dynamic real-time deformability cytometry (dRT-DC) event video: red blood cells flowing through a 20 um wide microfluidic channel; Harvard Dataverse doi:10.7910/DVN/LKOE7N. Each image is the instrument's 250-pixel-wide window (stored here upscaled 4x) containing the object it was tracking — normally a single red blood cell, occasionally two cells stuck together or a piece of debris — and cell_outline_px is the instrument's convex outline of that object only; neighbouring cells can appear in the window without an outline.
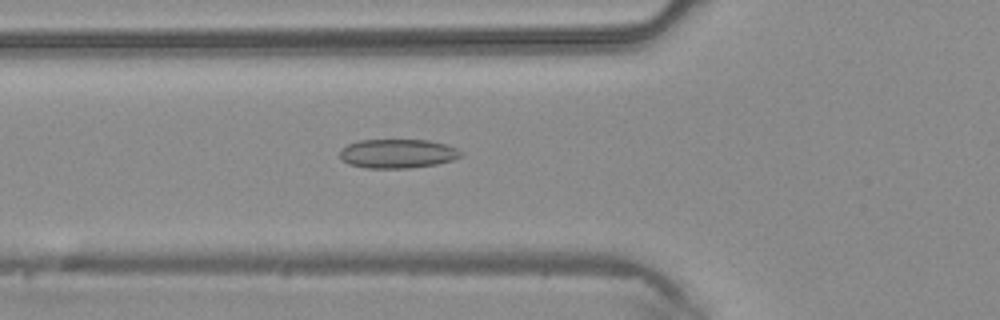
{"species": "common noctule bat (a hibernating species)", "species_latin": "Nyctalus noctula", "temperature_condition": "warm", "stored_images_in_passage": 44, "camera_frame_rate_fps": 3000, "um_per_image_px": 0.085, "animal": {"sex": "male", "body_mass_g": 20.4}, "frame": {"image": 1, "passage_image": 16, "time_ms": 5.0, "image_size_px": [1000, 320], "cell_outline_px": [[464, 156], [452, 160], [436, 164], [408, 168], [364, 168], [348, 164], [340, 160], [340, 152], [348, 144], [360, 140], [428, 140], [444, 144], [456, 148]], "centroid_in_image_um": [33.77, 13.06], "position_along_channel_um": 92.0, "area_um2": 20.46}}
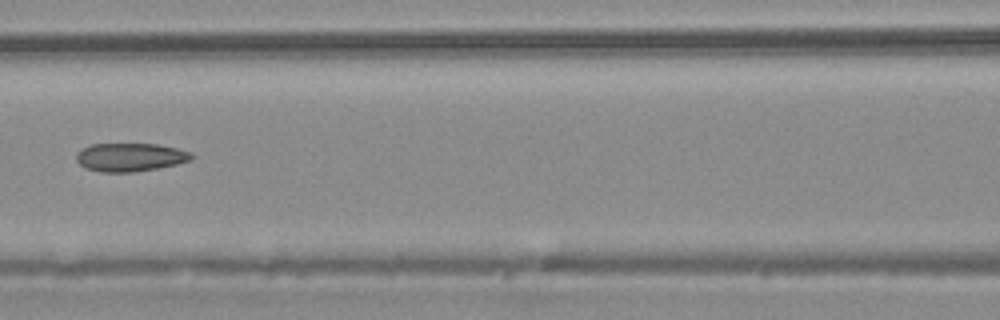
{"frame": {"image": 2, "passage_image": 20, "time_ms": 6.333, "image_size_px": [1000, 320], "cell_outline_px": [[196, 156], [192, 160], [176, 164], [156, 168], [132, 172], [100, 172], [88, 168], [80, 164], [76, 160], [76, 152], [88, 144], [156, 144], [176, 148], [192, 152]], "centroid_in_image_um": [11.07, 13.35], "position_along_channel_um": 155.5, "area_um2": 19.07}}
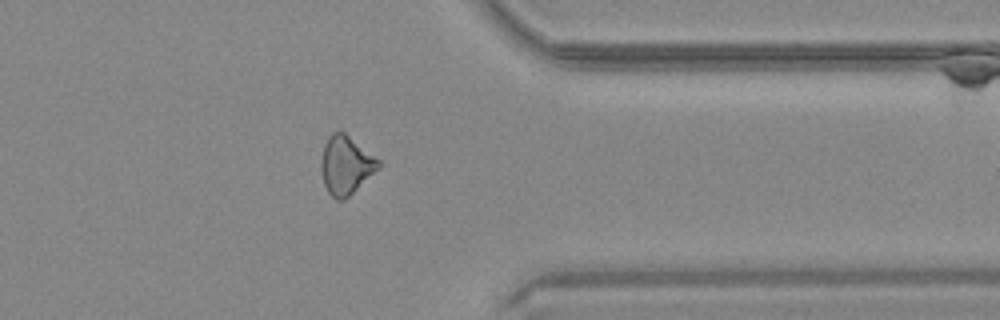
{"frame": {"image": 3, "passage_image": 35, "time_ms": 11.333, "image_size_px": [1000, 320], "cell_outline_px": [[380, 164], [344, 200], [336, 200], [328, 192], [324, 184], [320, 168], [320, 164], [324, 144], [328, 136], [332, 132], [344, 132], [380, 160]], "centroid_in_image_um": [29.34, 14.01], "position_along_channel_um": 382.1, "area_um2": 18.96}}